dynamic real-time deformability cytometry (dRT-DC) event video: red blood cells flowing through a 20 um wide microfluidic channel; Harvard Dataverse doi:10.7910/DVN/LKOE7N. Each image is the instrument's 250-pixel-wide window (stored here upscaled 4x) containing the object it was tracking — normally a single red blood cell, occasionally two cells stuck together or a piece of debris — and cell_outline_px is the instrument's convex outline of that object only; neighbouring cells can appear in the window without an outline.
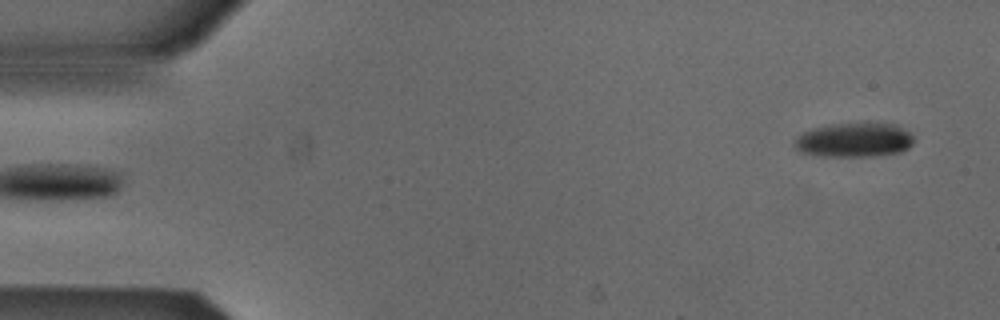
{"species": "Egyptian fruit bat (a non-hibernating species)", "species_latin": "Rousettus aegyptiacus", "temperature_condition": "cold", "stored_images_in_passage": 2, "camera_frame_rate_fps": 3000, "um_per_image_px": 0.085, "animal": {"sex": "male"}, "frame": {"image": 1, "passage_image": 2, "time_ms": 0.333, "image_size_px": [1000, 320], "cell_outline_px": [[912, 144], [908, 148], [900, 152], [872, 156], [820, 156], [800, 152], [792, 144], [792, 140], [796, 136], [812, 128], [832, 124], [896, 124], [908, 132], [912, 136]], "centroid_in_image_um": [72.54, 11.91], "position_along_channel_um": 12.5, "area_um2": 23.7}}